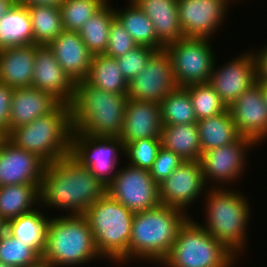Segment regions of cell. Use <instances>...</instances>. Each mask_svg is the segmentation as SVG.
Listing matches in <instances>:
<instances>
[{"instance_id":"9","label":"cell","mask_w":267,"mask_h":267,"mask_svg":"<svg viewBox=\"0 0 267 267\" xmlns=\"http://www.w3.org/2000/svg\"><path fill=\"white\" fill-rule=\"evenodd\" d=\"M209 40L184 37L164 47L171 58L178 87L209 82L216 63Z\"/></svg>"},{"instance_id":"38","label":"cell","mask_w":267,"mask_h":267,"mask_svg":"<svg viewBox=\"0 0 267 267\" xmlns=\"http://www.w3.org/2000/svg\"><path fill=\"white\" fill-rule=\"evenodd\" d=\"M160 138H145L124 145V156L129 165L149 170L161 148Z\"/></svg>"},{"instance_id":"5","label":"cell","mask_w":267,"mask_h":267,"mask_svg":"<svg viewBox=\"0 0 267 267\" xmlns=\"http://www.w3.org/2000/svg\"><path fill=\"white\" fill-rule=\"evenodd\" d=\"M88 220L97 252L113 263L129 261V243L134 213L108 193L83 214Z\"/></svg>"},{"instance_id":"46","label":"cell","mask_w":267,"mask_h":267,"mask_svg":"<svg viewBox=\"0 0 267 267\" xmlns=\"http://www.w3.org/2000/svg\"><path fill=\"white\" fill-rule=\"evenodd\" d=\"M28 267H55V266L51 264L48 260H45L43 257H41L37 262L29 265Z\"/></svg>"},{"instance_id":"12","label":"cell","mask_w":267,"mask_h":267,"mask_svg":"<svg viewBox=\"0 0 267 267\" xmlns=\"http://www.w3.org/2000/svg\"><path fill=\"white\" fill-rule=\"evenodd\" d=\"M177 86L172 62L165 49L156 51L144 70L128 83V99L155 102L161 100Z\"/></svg>"},{"instance_id":"25","label":"cell","mask_w":267,"mask_h":267,"mask_svg":"<svg viewBox=\"0 0 267 267\" xmlns=\"http://www.w3.org/2000/svg\"><path fill=\"white\" fill-rule=\"evenodd\" d=\"M161 146L179 155L184 161L200 160L202 149L198 124L163 125Z\"/></svg>"},{"instance_id":"32","label":"cell","mask_w":267,"mask_h":267,"mask_svg":"<svg viewBox=\"0 0 267 267\" xmlns=\"http://www.w3.org/2000/svg\"><path fill=\"white\" fill-rule=\"evenodd\" d=\"M109 1L79 29L78 33L93 54H104L107 50L110 34V26L116 18L115 12Z\"/></svg>"},{"instance_id":"47","label":"cell","mask_w":267,"mask_h":267,"mask_svg":"<svg viewBox=\"0 0 267 267\" xmlns=\"http://www.w3.org/2000/svg\"><path fill=\"white\" fill-rule=\"evenodd\" d=\"M8 222L0 217V239L7 232Z\"/></svg>"},{"instance_id":"26","label":"cell","mask_w":267,"mask_h":267,"mask_svg":"<svg viewBox=\"0 0 267 267\" xmlns=\"http://www.w3.org/2000/svg\"><path fill=\"white\" fill-rule=\"evenodd\" d=\"M33 44L28 7L14 3L0 18V49Z\"/></svg>"},{"instance_id":"16","label":"cell","mask_w":267,"mask_h":267,"mask_svg":"<svg viewBox=\"0 0 267 267\" xmlns=\"http://www.w3.org/2000/svg\"><path fill=\"white\" fill-rule=\"evenodd\" d=\"M216 68L213 65L209 84L228 108L241 93L257 81L255 52L244 53Z\"/></svg>"},{"instance_id":"28","label":"cell","mask_w":267,"mask_h":267,"mask_svg":"<svg viewBox=\"0 0 267 267\" xmlns=\"http://www.w3.org/2000/svg\"><path fill=\"white\" fill-rule=\"evenodd\" d=\"M48 222L49 219L35 208L8 221L7 231L42 257L46 245Z\"/></svg>"},{"instance_id":"19","label":"cell","mask_w":267,"mask_h":267,"mask_svg":"<svg viewBox=\"0 0 267 267\" xmlns=\"http://www.w3.org/2000/svg\"><path fill=\"white\" fill-rule=\"evenodd\" d=\"M31 87L52 94L61 103L70 104L75 82L57 62L47 45L35 44V62Z\"/></svg>"},{"instance_id":"34","label":"cell","mask_w":267,"mask_h":267,"mask_svg":"<svg viewBox=\"0 0 267 267\" xmlns=\"http://www.w3.org/2000/svg\"><path fill=\"white\" fill-rule=\"evenodd\" d=\"M162 125L196 123L191 97L184 87H176L160 102Z\"/></svg>"},{"instance_id":"49","label":"cell","mask_w":267,"mask_h":267,"mask_svg":"<svg viewBox=\"0 0 267 267\" xmlns=\"http://www.w3.org/2000/svg\"><path fill=\"white\" fill-rule=\"evenodd\" d=\"M0 267H13V266H11V265H7V264H4V263H1V262H0Z\"/></svg>"},{"instance_id":"40","label":"cell","mask_w":267,"mask_h":267,"mask_svg":"<svg viewBox=\"0 0 267 267\" xmlns=\"http://www.w3.org/2000/svg\"><path fill=\"white\" fill-rule=\"evenodd\" d=\"M138 46L133 37L124 28L121 22L115 18L110 26L109 42L105 55L118 58Z\"/></svg>"},{"instance_id":"1","label":"cell","mask_w":267,"mask_h":267,"mask_svg":"<svg viewBox=\"0 0 267 267\" xmlns=\"http://www.w3.org/2000/svg\"><path fill=\"white\" fill-rule=\"evenodd\" d=\"M106 193L107 186L68 155L46 164L39 189V205L64 208L68 215H83Z\"/></svg>"},{"instance_id":"4","label":"cell","mask_w":267,"mask_h":267,"mask_svg":"<svg viewBox=\"0 0 267 267\" xmlns=\"http://www.w3.org/2000/svg\"><path fill=\"white\" fill-rule=\"evenodd\" d=\"M72 131L70 105L60 103L51 113L13 129L6 138L48 164L70 155Z\"/></svg>"},{"instance_id":"44","label":"cell","mask_w":267,"mask_h":267,"mask_svg":"<svg viewBox=\"0 0 267 267\" xmlns=\"http://www.w3.org/2000/svg\"><path fill=\"white\" fill-rule=\"evenodd\" d=\"M63 0H15V3H20L25 6L28 5H48L54 7H60Z\"/></svg>"},{"instance_id":"18","label":"cell","mask_w":267,"mask_h":267,"mask_svg":"<svg viewBox=\"0 0 267 267\" xmlns=\"http://www.w3.org/2000/svg\"><path fill=\"white\" fill-rule=\"evenodd\" d=\"M46 164L37 154L16 147L6 137L0 140V187L19 184L40 187Z\"/></svg>"},{"instance_id":"45","label":"cell","mask_w":267,"mask_h":267,"mask_svg":"<svg viewBox=\"0 0 267 267\" xmlns=\"http://www.w3.org/2000/svg\"><path fill=\"white\" fill-rule=\"evenodd\" d=\"M15 0H0V18L12 7Z\"/></svg>"},{"instance_id":"20","label":"cell","mask_w":267,"mask_h":267,"mask_svg":"<svg viewBox=\"0 0 267 267\" xmlns=\"http://www.w3.org/2000/svg\"><path fill=\"white\" fill-rule=\"evenodd\" d=\"M160 104L128 99L120 139L123 145L145 138H160Z\"/></svg>"},{"instance_id":"22","label":"cell","mask_w":267,"mask_h":267,"mask_svg":"<svg viewBox=\"0 0 267 267\" xmlns=\"http://www.w3.org/2000/svg\"><path fill=\"white\" fill-rule=\"evenodd\" d=\"M61 102L52 94L33 87L14 88L10 112V132L51 113Z\"/></svg>"},{"instance_id":"27","label":"cell","mask_w":267,"mask_h":267,"mask_svg":"<svg viewBox=\"0 0 267 267\" xmlns=\"http://www.w3.org/2000/svg\"><path fill=\"white\" fill-rule=\"evenodd\" d=\"M202 153L236 142L240 133L229 109L209 118L197 121Z\"/></svg>"},{"instance_id":"42","label":"cell","mask_w":267,"mask_h":267,"mask_svg":"<svg viewBox=\"0 0 267 267\" xmlns=\"http://www.w3.org/2000/svg\"><path fill=\"white\" fill-rule=\"evenodd\" d=\"M14 88L0 83V134L6 137L10 133V112Z\"/></svg>"},{"instance_id":"6","label":"cell","mask_w":267,"mask_h":267,"mask_svg":"<svg viewBox=\"0 0 267 267\" xmlns=\"http://www.w3.org/2000/svg\"><path fill=\"white\" fill-rule=\"evenodd\" d=\"M225 186L211 187L206 198V225H201L216 240L222 242L237 257L247 239L250 206L244 195ZM205 225V226H204Z\"/></svg>"},{"instance_id":"36","label":"cell","mask_w":267,"mask_h":267,"mask_svg":"<svg viewBox=\"0 0 267 267\" xmlns=\"http://www.w3.org/2000/svg\"><path fill=\"white\" fill-rule=\"evenodd\" d=\"M107 2V0H63L60 10L64 30L79 31L83 24Z\"/></svg>"},{"instance_id":"24","label":"cell","mask_w":267,"mask_h":267,"mask_svg":"<svg viewBox=\"0 0 267 267\" xmlns=\"http://www.w3.org/2000/svg\"><path fill=\"white\" fill-rule=\"evenodd\" d=\"M153 23L158 41L166 45L184 38L177 0H133Z\"/></svg>"},{"instance_id":"7","label":"cell","mask_w":267,"mask_h":267,"mask_svg":"<svg viewBox=\"0 0 267 267\" xmlns=\"http://www.w3.org/2000/svg\"><path fill=\"white\" fill-rule=\"evenodd\" d=\"M49 218L43 258L55 267L85 264L102 259L95 247L93 234L84 215Z\"/></svg>"},{"instance_id":"35","label":"cell","mask_w":267,"mask_h":267,"mask_svg":"<svg viewBox=\"0 0 267 267\" xmlns=\"http://www.w3.org/2000/svg\"><path fill=\"white\" fill-rule=\"evenodd\" d=\"M184 88L191 97L197 120L219 115L228 109L209 82L191 84Z\"/></svg>"},{"instance_id":"17","label":"cell","mask_w":267,"mask_h":267,"mask_svg":"<svg viewBox=\"0 0 267 267\" xmlns=\"http://www.w3.org/2000/svg\"><path fill=\"white\" fill-rule=\"evenodd\" d=\"M228 109L241 136L252 139L257 145L267 138V107L259 79Z\"/></svg>"},{"instance_id":"43","label":"cell","mask_w":267,"mask_h":267,"mask_svg":"<svg viewBox=\"0 0 267 267\" xmlns=\"http://www.w3.org/2000/svg\"><path fill=\"white\" fill-rule=\"evenodd\" d=\"M257 63V79L267 82V46L255 53Z\"/></svg>"},{"instance_id":"39","label":"cell","mask_w":267,"mask_h":267,"mask_svg":"<svg viewBox=\"0 0 267 267\" xmlns=\"http://www.w3.org/2000/svg\"><path fill=\"white\" fill-rule=\"evenodd\" d=\"M156 51L154 48L138 45L116 58L122 75L128 83L144 70L147 62Z\"/></svg>"},{"instance_id":"23","label":"cell","mask_w":267,"mask_h":267,"mask_svg":"<svg viewBox=\"0 0 267 267\" xmlns=\"http://www.w3.org/2000/svg\"><path fill=\"white\" fill-rule=\"evenodd\" d=\"M35 44L0 49V83L12 88L31 87Z\"/></svg>"},{"instance_id":"41","label":"cell","mask_w":267,"mask_h":267,"mask_svg":"<svg viewBox=\"0 0 267 267\" xmlns=\"http://www.w3.org/2000/svg\"><path fill=\"white\" fill-rule=\"evenodd\" d=\"M183 162L184 160L179 155L161 147L152 167L149 169L150 175L159 185Z\"/></svg>"},{"instance_id":"11","label":"cell","mask_w":267,"mask_h":267,"mask_svg":"<svg viewBox=\"0 0 267 267\" xmlns=\"http://www.w3.org/2000/svg\"><path fill=\"white\" fill-rule=\"evenodd\" d=\"M107 193L133 213L158 207L159 185L149 170L127 165L118 170Z\"/></svg>"},{"instance_id":"15","label":"cell","mask_w":267,"mask_h":267,"mask_svg":"<svg viewBox=\"0 0 267 267\" xmlns=\"http://www.w3.org/2000/svg\"><path fill=\"white\" fill-rule=\"evenodd\" d=\"M234 0H177L179 23L184 37L209 39Z\"/></svg>"},{"instance_id":"33","label":"cell","mask_w":267,"mask_h":267,"mask_svg":"<svg viewBox=\"0 0 267 267\" xmlns=\"http://www.w3.org/2000/svg\"><path fill=\"white\" fill-rule=\"evenodd\" d=\"M33 44L49 45L64 31L60 7L28 5Z\"/></svg>"},{"instance_id":"48","label":"cell","mask_w":267,"mask_h":267,"mask_svg":"<svg viewBox=\"0 0 267 267\" xmlns=\"http://www.w3.org/2000/svg\"><path fill=\"white\" fill-rule=\"evenodd\" d=\"M261 87H262L264 102L267 107V82L261 81Z\"/></svg>"},{"instance_id":"14","label":"cell","mask_w":267,"mask_h":267,"mask_svg":"<svg viewBox=\"0 0 267 267\" xmlns=\"http://www.w3.org/2000/svg\"><path fill=\"white\" fill-rule=\"evenodd\" d=\"M254 145L257 146L252 139L241 136L232 144L202 153L200 162L202 164L205 186L208 180L211 182L216 181V183H220L222 186L223 183L235 182L239 176L244 174L243 171L247 157L245 152H248L247 150L253 148Z\"/></svg>"},{"instance_id":"3","label":"cell","mask_w":267,"mask_h":267,"mask_svg":"<svg viewBox=\"0 0 267 267\" xmlns=\"http://www.w3.org/2000/svg\"><path fill=\"white\" fill-rule=\"evenodd\" d=\"M189 218L182 210L162 204L150 210L134 213L129 260L146 259L161 265L160 263L169 255L179 229Z\"/></svg>"},{"instance_id":"10","label":"cell","mask_w":267,"mask_h":267,"mask_svg":"<svg viewBox=\"0 0 267 267\" xmlns=\"http://www.w3.org/2000/svg\"><path fill=\"white\" fill-rule=\"evenodd\" d=\"M124 152L120 137L89 136L72 132L70 156L88 170L105 186L117 175L119 153ZM119 152V153H118Z\"/></svg>"},{"instance_id":"37","label":"cell","mask_w":267,"mask_h":267,"mask_svg":"<svg viewBox=\"0 0 267 267\" xmlns=\"http://www.w3.org/2000/svg\"><path fill=\"white\" fill-rule=\"evenodd\" d=\"M41 256L8 231L0 239V262L13 267H28Z\"/></svg>"},{"instance_id":"13","label":"cell","mask_w":267,"mask_h":267,"mask_svg":"<svg viewBox=\"0 0 267 267\" xmlns=\"http://www.w3.org/2000/svg\"><path fill=\"white\" fill-rule=\"evenodd\" d=\"M204 185L200 160L184 161L159 184L160 203L187 213V205L198 199L207 187Z\"/></svg>"},{"instance_id":"2","label":"cell","mask_w":267,"mask_h":267,"mask_svg":"<svg viewBox=\"0 0 267 267\" xmlns=\"http://www.w3.org/2000/svg\"><path fill=\"white\" fill-rule=\"evenodd\" d=\"M127 100V94L106 92L85 80L77 81L69 104L72 132L119 137Z\"/></svg>"},{"instance_id":"29","label":"cell","mask_w":267,"mask_h":267,"mask_svg":"<svg viewBox=\"0 0 267 267\" xmlns=\"http://www.w3.org/2000/svg\"><path fill=\"white\" fill-rule=\"evenodd\" d=\"M84 80L106 92L127 94L128 91V81L122 75L116 58L105 54L92 56L89 72Z\"/></svg>"},{"instance_id":"30","label":"cell","mask_w":267,"mask_h":267,"mask_svg":"<svg viewBox=\"0 0 267 267\" xmlns=\"http://www.w3.org/2000/svg\"><path fill=\"white\" fill-rule=\"evenodd\" d=\"M38 185L19 184L0 187V217L10 221L15 217L31 212L40 203Z\"/></svg>"},{"instance_id":"31","label":"cell","mask_w":267,"mask_h":267,"mask_svg":"<svg viewBox=\"0 0 267 267\" xmlns=\"http://www.w3.org/2000/svg\"><path fill=\"white\" fill-rule=\"evenodd\" d=\"M129 1V7L124 8V10L119 11V8L117 10L114 8L116 18L138 45L148 46L157 51L164 49V46L157 39L153 23L149 17L133 0Z\"/></svg>"},{"instance_id":"8","label":"cell","mask_w":267,"mask_h":267,"mask_svg":"<svg viewBox=\"0 0 267 267\" xmlns=\"http://www.w3.org/2000/svg\"><path fill=\"white\" fill-rule=\"evenodd\" d=\"M237 256L189 218L179 229L164 267H233Z\"/></svg>"},{"instance_id":"21","label":"cell","mask_w":267,"mask_h":267,"mask_svg":"<svg viewBox=\"0 0 267 267\" xmlns=\"http://www.w3.org/2000/svg\"><path fill=\"white\" fill-rule=\"evenodd\" d=\"M48 47L53 51L62 69L75 83L87 77L93 54L88 50L78 31L64 30Z\"/></svg>"}]
</instances>
